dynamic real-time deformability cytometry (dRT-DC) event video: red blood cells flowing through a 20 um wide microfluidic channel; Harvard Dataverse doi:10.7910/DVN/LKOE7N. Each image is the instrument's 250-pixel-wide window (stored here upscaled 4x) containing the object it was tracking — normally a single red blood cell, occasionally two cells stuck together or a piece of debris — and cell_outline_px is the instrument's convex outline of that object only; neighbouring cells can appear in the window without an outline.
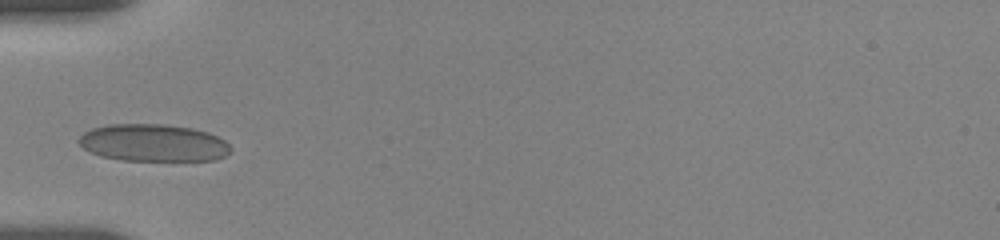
{"species": "human", "species_latin": "Homo sapiens", "temperature_condition": "room temperature", "stored_images_in_passage": 2, "camera_frame_rate_fps": 3000, "um_per_image_px": 0.085, "donor": {"sex": "female"}, "frame": {"image": 1, "passage_image": 1, "time_ms": 0.0, "image_size_px": [1000, 240], "cell_outline_px": [[232, 152], [216, 160], [120, 160], [100, 156], [84, 148], [76, 140], [84, 132], [92, 128], [108, 124], [164, 124], [192, 128], [208, 132], [224, 140], [232, 148]], "centroid_in_image_um": [13.03, 12.14], "position_along_channel_um": 72.0, "area_um2": 33.06}}